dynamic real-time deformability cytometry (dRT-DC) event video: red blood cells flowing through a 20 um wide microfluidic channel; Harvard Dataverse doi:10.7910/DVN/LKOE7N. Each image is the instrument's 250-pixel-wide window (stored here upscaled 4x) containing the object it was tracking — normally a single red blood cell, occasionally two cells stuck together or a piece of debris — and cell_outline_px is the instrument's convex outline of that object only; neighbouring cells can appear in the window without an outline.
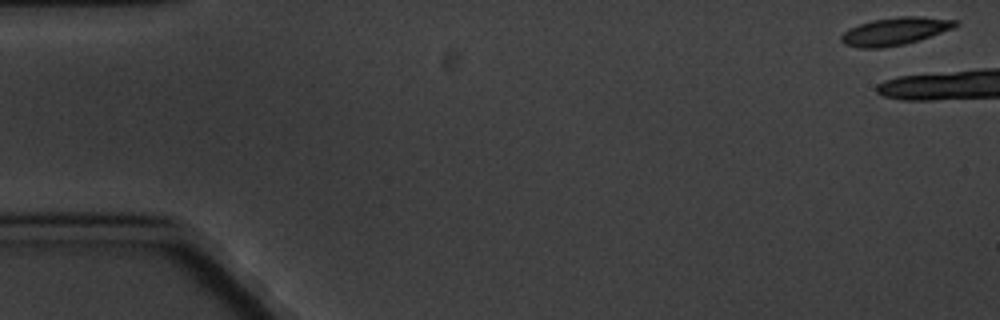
{"species": "common noctule bat (a hibernating species)", "species_latin": "Nyctalus noctula", "temperature_condition": "cold", "stored_images_in_passage": 3, "camera_frame_rate_fps": 3000, "um_per_image_px": 0.085, "animal": {"sex": "male", "body_mass_g": 20.1, "forearm_length_mm": 53.5}, "frame": {"image": 1, "passage_image": 1, "time_ms": 0.0, "image_size_px": [1000, 320], "cell_outline_px": [[960, 24], [956, 28], [920, 40], [904, 44], [880, 48], [860, 48], [844, 44], [840, 40], [840, 36], [848, 28], [872, 20], [900, 16], [920, 16], [956, 20]], "centroid_in_image_um": [76.11, 2.65], "position_along_channel_um": 8.9, "area_um2": 18.61}}